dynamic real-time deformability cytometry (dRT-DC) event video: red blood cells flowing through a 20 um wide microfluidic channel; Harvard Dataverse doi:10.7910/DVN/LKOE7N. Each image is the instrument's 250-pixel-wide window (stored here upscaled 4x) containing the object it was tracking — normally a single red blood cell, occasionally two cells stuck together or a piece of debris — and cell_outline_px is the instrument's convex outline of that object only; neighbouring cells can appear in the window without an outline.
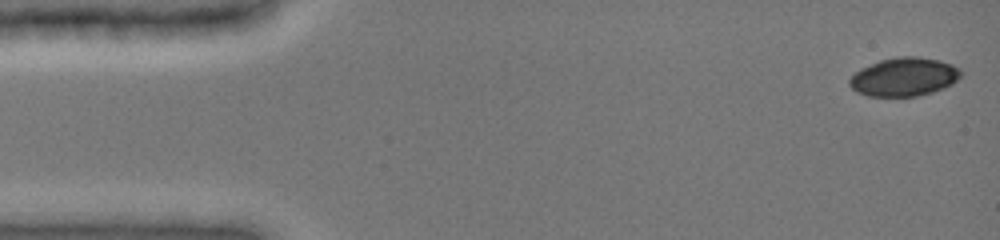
{"species": "common noctule bat (a hibernating species)", "species_latin": "Nyctalus noctula", "temperature_condition": "cold", "stored_images_in_passage": 19, "camera_frame_rate_fps": 3000, "um_per_image_px": 0.085, "animal": {"sex": "female", "body_mass_g": 19.0, "forearm_length_mm": 51.5}, "frame": {"image": 1, "passage_image": 1, "time_ms": 0.0, "image_size_px": [1000, 240], "cell_outline_px": [[960, 76], [952, 84], [932, 92], [916, 96], [868, 96], [856, 92], [848, 84], [848, 80], [860, 68], [880, 60], [900, 56], [916, 56], [940, 60], [952, 64], [960, 68]], "centroid_in_image_um": [76.83, 6.53], "position_along_channel_um": 8.2, "area_um2": 24.97}}
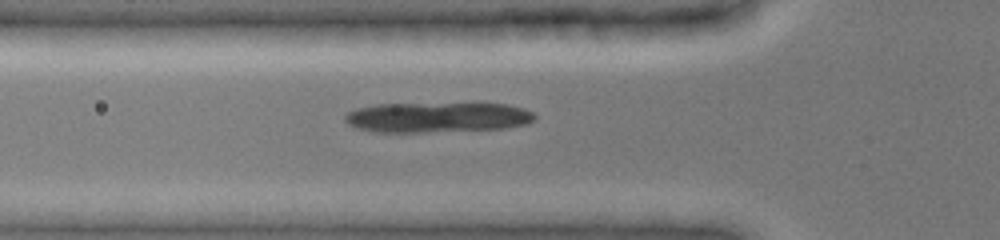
{"frame": {"image": 2, "passage_image": 11, "time_ms": 5.0, "image_size_px": [1000, 240], "cell_outline_px": [[536, 120], [524, 124], [504, 128], [424, 132], [376, 132], [356, 128], [348, 124], [344, 120], [344, 116], [348, 112], [356, 108], [376, 104], [508, 104], [524, 108], [532, 112], [536, 116]], "centroid_in_image_um": [37.14, 9.97], "position_along_channel_um": 88.7, "area_um2": 33.23}}
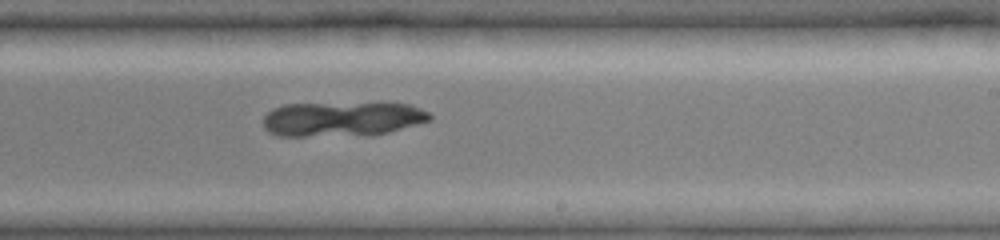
{"frame": {"image": 3, "passage_image": 19, "time_ms": 9.333, "image_size_px": [1000, 240], "cell_outline_px": [[432, 120], [388, 132], [372, 136], [280, 136], [268, 132], [264, 128], [264, 116], [272, 108], [284, 104], [408, 104], [420, 108], [428, 112], [432, 116]], "centroid_in_image_um": [29.06, 10.14], "position_along_channel_um": 259.9, "area_um2": 33.64}}